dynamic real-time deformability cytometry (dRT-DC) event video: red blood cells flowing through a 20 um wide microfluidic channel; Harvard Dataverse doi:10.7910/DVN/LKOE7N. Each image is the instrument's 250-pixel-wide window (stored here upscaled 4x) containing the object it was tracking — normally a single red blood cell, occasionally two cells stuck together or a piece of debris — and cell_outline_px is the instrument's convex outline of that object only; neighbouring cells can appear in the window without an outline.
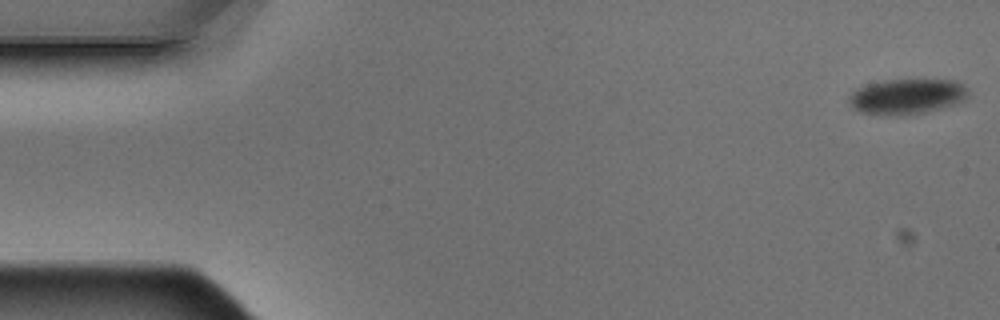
{"species": "Egyptian fruit bat (a non-hibernating species)", "species_latin": "Rousettus aegyptiacus", "temperature_condition": "warm", "stored_images_in_passage": 4, "camera_frame_rate_fps": 3000, "um_per_image_px": 0.085, "animal": {"sex": "male"}, "frame": {"image": 1, "passage_image": 1, "time_ms": 0.0, "image_size_px": [1000, 320], "cell_outline_px": [[968, 96], [964, 100], [956, 104], [924, 112], [860, 112], [848, 100], [848, 96], [856, 88], [868, 84], [884, 80], [924, 76], [956, 80], [964, 84], [968, 88]], "centroid_in_image_um": [77.21, 8.07], "position_along_channel_um": 7.8, "area_um2": 24.62}}